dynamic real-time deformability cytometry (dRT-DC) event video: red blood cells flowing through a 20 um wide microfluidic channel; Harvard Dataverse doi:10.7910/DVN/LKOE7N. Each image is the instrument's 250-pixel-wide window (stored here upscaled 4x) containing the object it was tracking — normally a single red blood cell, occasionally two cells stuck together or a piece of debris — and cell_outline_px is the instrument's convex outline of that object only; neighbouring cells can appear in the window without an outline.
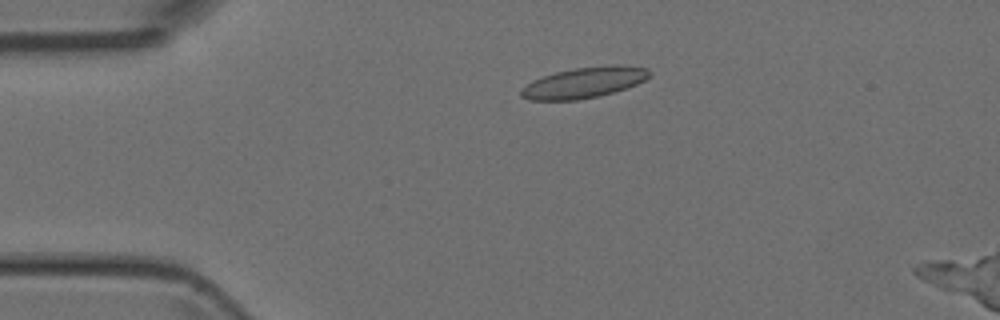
{"species": "Egyptian fruit bat (a non-hibernating species)", "species_latin": "Rousettus aegyptiacus", "temperature_condition": "room temperature", "stored_images_in_passage": 3, "camera_frame_rate_fps": 3000, "um_per_image_px": 0.085, "animal": {"sex": "female"}, "frame": {"image": 1, "passage_image": 2, "time_ms": 1.333, "image_size_px": [1000, 320], "cell_outline_px": [[652, 72], [644, 80], [636, 84], [600, 96], [576, 100], [528, 100], [520, 96], [520, 92], [532, 80], [556, 72], [576, 68], [608, 64], [620, 64], [648, 68]], "centroid_in_image_um": [49.67, 7.01], "position_along_channel_um": 35.3, "area_um2": 22.95}}